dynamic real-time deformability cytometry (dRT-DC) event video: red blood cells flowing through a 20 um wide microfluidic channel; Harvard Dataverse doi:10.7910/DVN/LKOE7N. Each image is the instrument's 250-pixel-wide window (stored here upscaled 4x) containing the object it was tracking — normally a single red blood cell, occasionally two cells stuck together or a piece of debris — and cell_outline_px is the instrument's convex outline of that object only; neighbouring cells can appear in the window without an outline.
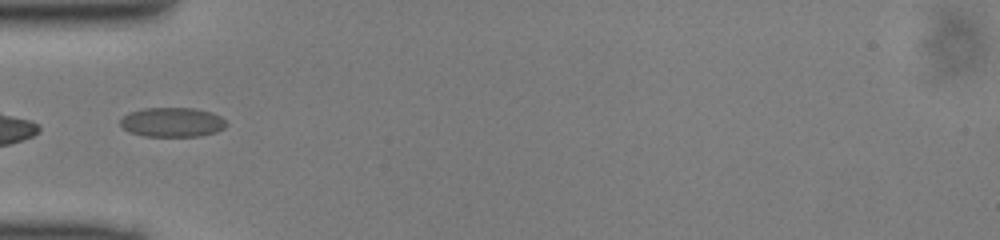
{"species": "common noctule bat (a hibernating species)", "species_latin": "Nyctalus noctula", "temperature_condition": "cold", "stored_images_in_passage": 31, "camera_frame_rate_fps": 3000, "um_per_image_px": 0.085, "animal": {"sex": "male", "body_mass_g": 13.0, "forearm_length_mm": 53.1}, "frame": {"image": 1, "passage_image": 1, "time_ms": 0.0, "image_size_px": [1000, 240], "cell_outline_px": [[228, 124], [224, 128], [216, 132], [200, 136], [144, 136], [128, 132], [120, 124], [120, 120], [128, 112], [144, 108], [192, 108], [212, 112], [220, 116]], "centroid_in_image_um": [14.64, 10.39], "position_along_channel_um": 70.4, "area_um2": 18.26}}
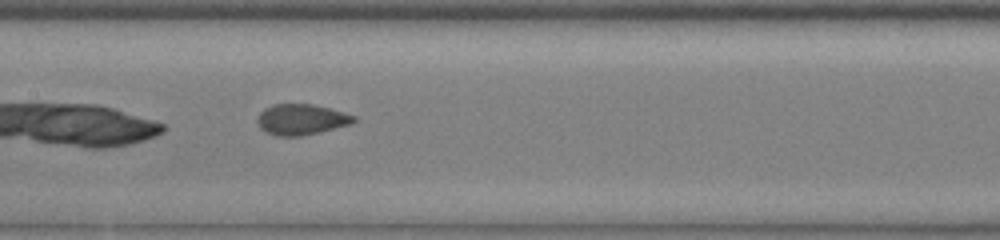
{"frame": {"image": 2, "passage_image": 9, "time_ms": 2.667, "image_size_px": [1000, 240], "cell_outline_px": [[356, 120], [352, 124], [320, 132], [300, 136], [276, 136], [260, 128], [256, 120], [260, 112], [264, 108], [272, 104], [312, 104], [328, 108], [356, 116]], "centroid_in_image_um": [25.6, 10.15], "position_along_channel_um": 181.8, "area_um2": 17.28}}
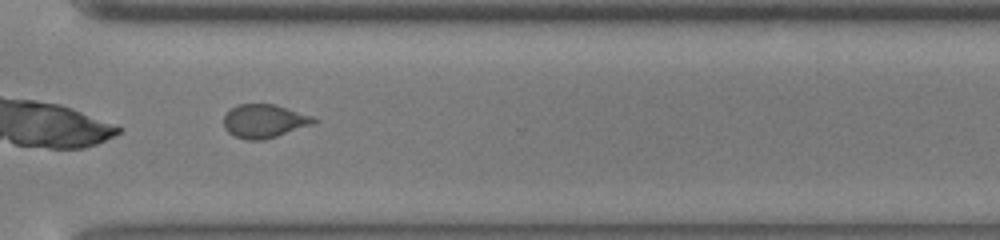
{"frame": {"image": 3, "passage_image": 21, "time_ms": 6.667, "image_size_px": [1000, 240], "cell_outline_px": [[320, 120], [312, 124], [264, 140], [248, 140], [236, 136], [228, 132], [224, 128], [224, 116], [236, 104], [276, 104], [312, 116]], "centroid_in_image_um": [22.46, 10.28], "position_along_channel_um": 348.1, "area_um2": 17.46}}